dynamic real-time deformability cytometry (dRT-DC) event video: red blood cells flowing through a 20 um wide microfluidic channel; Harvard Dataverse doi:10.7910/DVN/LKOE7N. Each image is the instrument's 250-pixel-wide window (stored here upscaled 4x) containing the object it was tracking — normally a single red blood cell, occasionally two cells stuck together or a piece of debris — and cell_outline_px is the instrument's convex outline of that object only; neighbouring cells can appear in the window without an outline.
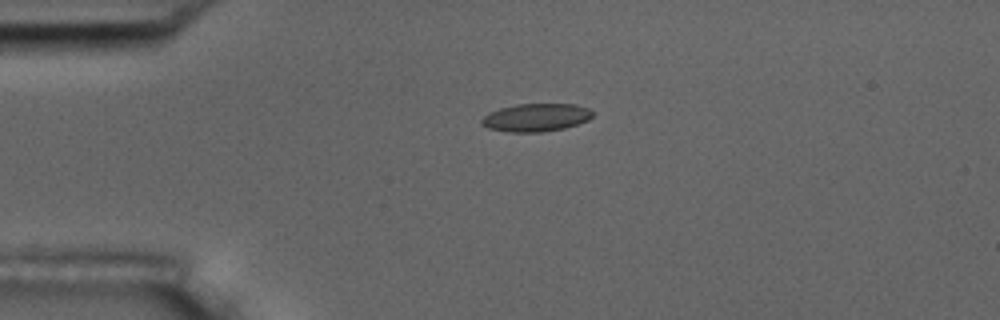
{"species": "common noctule bat (a hibernating species)", "species_latin": "Nyctalus noctula", "temperature_condition": "room temperature", "stored_images_in_passage": 5, "camera_frame_rate_fps": 3000, "um_per_image_px": 0.085, "animal": {"sex": "male", "body_mass_g": 17.5, "forearm_length_mm": 52.3}, "frame": {"image": 1, "passage_image": 4, "time_ms": 3.667, "image_size_px": [1000, 320], "cell_outline_px": [[592, 116], [588, 120], [564, 128], [540, 132], [508, 132], [488, 128], [480, 124], [480, 120], [488, 112], [500, 108], [516, 104], [576, 104], [588, 108], [592, 112]], "centroid_in_image_um": [45.52, 9.98], "position_along_channel_um": 39.5, "area_um2": 18.09}}